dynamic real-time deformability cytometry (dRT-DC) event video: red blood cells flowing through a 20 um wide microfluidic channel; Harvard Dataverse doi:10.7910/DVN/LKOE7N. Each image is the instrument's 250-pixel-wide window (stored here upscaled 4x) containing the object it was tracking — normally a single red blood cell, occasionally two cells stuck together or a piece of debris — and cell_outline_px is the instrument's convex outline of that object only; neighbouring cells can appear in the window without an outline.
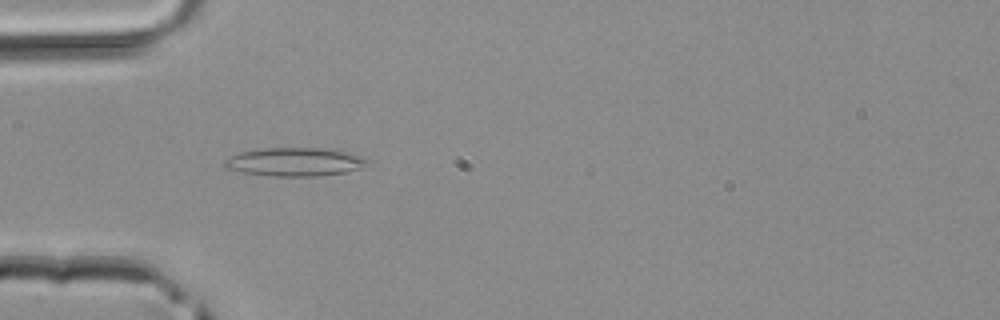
{"species": "common noctule bat (a hibernating species)", "species_latin": "Nyctalus noctula", "temperature_condition": "room temperature", "stored_images_in_passage": 33, "camera_frame_rate_fps": 3000, "um_per_image_px": 0.085, "animal": {"sex": "male", "body_mass_g": 20.4}, "frame": {"image": 1, "passage_image": 3, "time_ms": 0.667, "image_size_px": [1000, 320], "cell_outline_px": [[372, 160], [360, 168], [344, 172], [320, 176], [276, 176], [244, 172], [224, 168], [224, 160], [240, 152], [264, 148], [332, 148], [360, 156]], "centroid_in_image_um": [25.08, 13.75], "position_along_channel_um": 59.9, "area_um2": 23.58}}
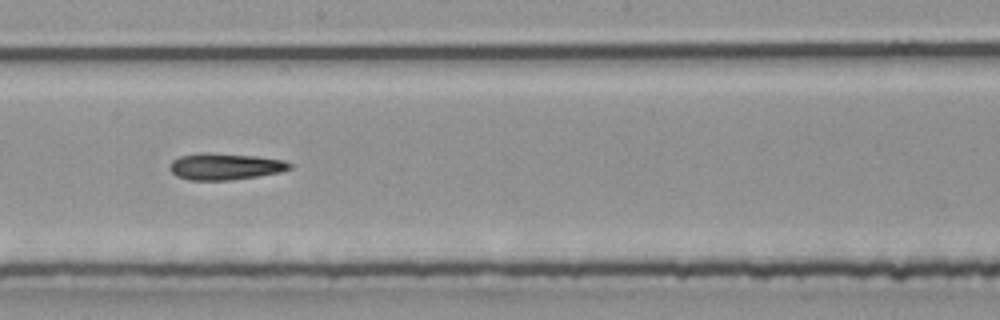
{"frame": {"image": 2, "passage_image": 14, "time_ms": 4.333, "image_size_px": [1000, 320], "cell_outline_px": [[292, 168], [280, 172], [256, 176], [228, 180], [188, 180], [176, 176], [168, 168], [168, 164], [172, 160], [180, 156], [204, 152], [208, 152], [256, 156], [284, 160], [292, 164]], "centroid_in_image_um": [19.09, 14.14], "position_along_channel_um": 229.1, "area_um2": 18.67}}
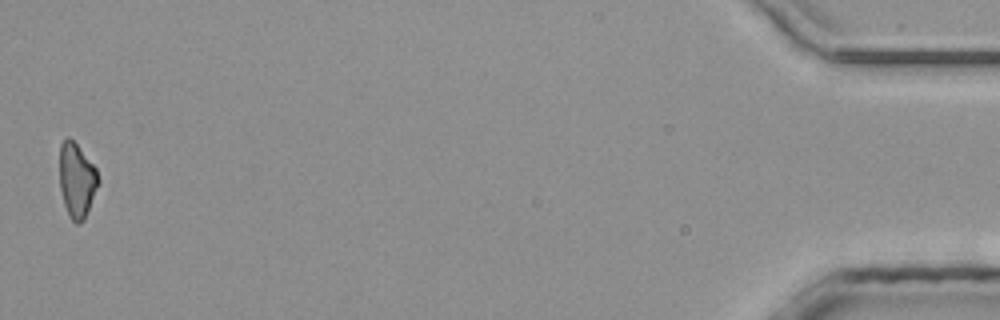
{"frame": {"image": 3, "passage_image": 33, "time_ms": 10.667, "image_size_px": [1000, 320], "cell_outline_px": [[100, 184], [84, 220], [80, 224], [76, 224], [68, 216], [64, 204], [60, 188], [60, 144], [68, 136], [76, 144], [96, 168], [100, 180]], "centroid_in_image_um": [6.54, 15.36], "position_along_channel_um": 428.7, "area_um2": 16.94}}